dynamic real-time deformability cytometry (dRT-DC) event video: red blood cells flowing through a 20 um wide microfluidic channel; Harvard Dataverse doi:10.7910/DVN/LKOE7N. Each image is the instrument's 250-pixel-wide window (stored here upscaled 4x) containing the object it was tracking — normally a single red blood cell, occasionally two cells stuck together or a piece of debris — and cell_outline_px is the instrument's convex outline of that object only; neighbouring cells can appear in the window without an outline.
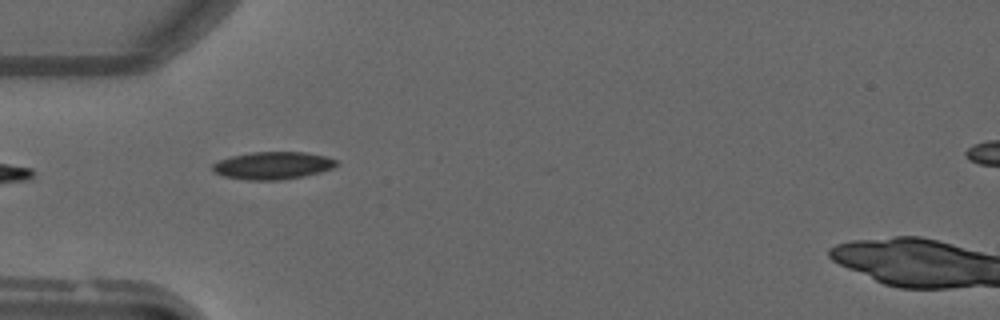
{"species": "common noctule bat (a hibernating species)", "species_latin": "Nyctalus noctula", "temperature_condition": "warm", "stored_images_in_passage": 4, "camera_frame_rate_fps": 3000, "um_per_image_px": 0.085, "animal": {"sex": "male", "forearm_length_mm": 52.5}, "frame": {"image": 1, "passage_image": 1, "time_ms": 0.0, "image_size_px": [1000, 320], "cell_outline_px": [[336, 164], [332, 168], [320, 172], [304, 176], [280, 180], [244, 180], [224, 176], [212, 172], [212, 164], [220, 160], [232, 156], [252, 152], [304, 152], [324, 156], [336, 160]], "centroid_in_image_um": [23.14, 14.08], "position_along_channel_um": 61.9, "area_um2": 19.77}}
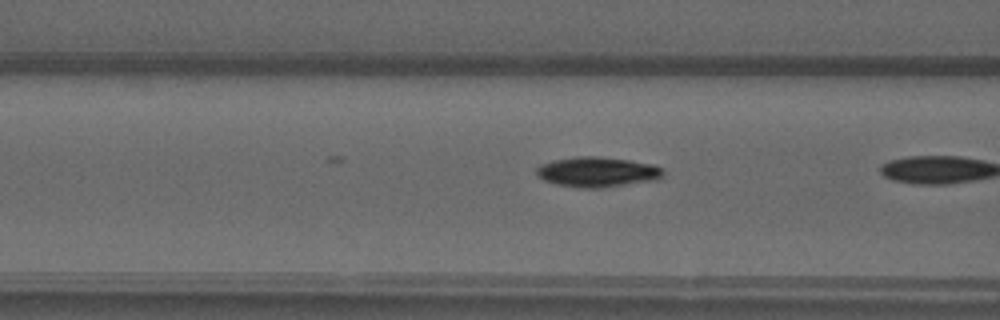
{"frame": {"image": 2, "passage_image": 3, "time_ms": 0.667, "image_size_px": [1000, 320], "cell_outline_px": [[664, 176], [656, 180], [596, 188], [580, 188], [556, 184], [544, 180], [536, 172], [536, 168], [540, 164], [552, 160], [576, 156], [600, 156], [628, 160], [652, 164], [664, 168]], "centroid_in_image_um": [50.78, 14.6], "position_along_channel_um": 115.8, "area_um2": 22.25}}